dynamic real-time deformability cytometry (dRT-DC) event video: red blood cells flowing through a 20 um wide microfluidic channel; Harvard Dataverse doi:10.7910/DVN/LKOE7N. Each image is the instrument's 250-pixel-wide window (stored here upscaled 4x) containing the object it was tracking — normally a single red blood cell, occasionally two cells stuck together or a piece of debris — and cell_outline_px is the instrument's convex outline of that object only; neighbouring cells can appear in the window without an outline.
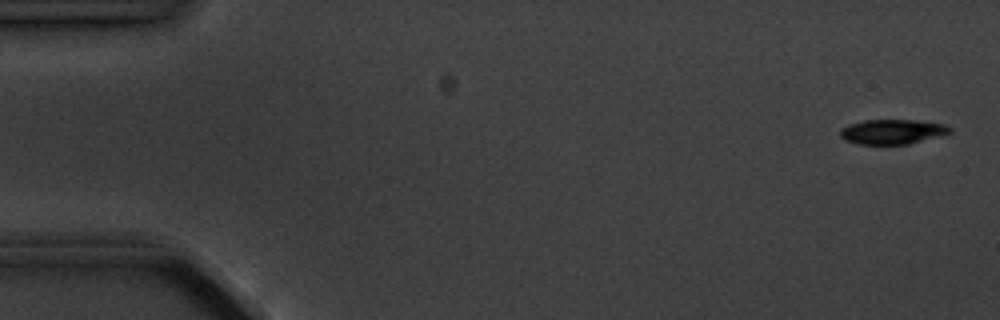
{"species": "common noctule bat (a hibernating species)", "species_latin": "Nyctalus noctula", "temperature_condition": "cold", "stored_images_in_passage": 5, "camera_frame_rate_fps": 3000, "um_per_image_px": 0.085, "animal": {"sex": "male", "body_mass_g": 20.1, "forearm_length_mm": 53.5}, "frame": {"image": 1, "passage_image": 1, "time_ms": 0.0, "image_size_px": [1000, 320], "cell_outline_px": [[952, 132], [908, 144], [860, 144], [844, 140], [840, 136], [840, 128], [848, 124], [864, 120], [916, 120], [944, 124], [952, 128]], "centroid_in_image_um": [75.81, 11.19], "position_along_channel_um": 9.2, "area_um2": 15.78}}